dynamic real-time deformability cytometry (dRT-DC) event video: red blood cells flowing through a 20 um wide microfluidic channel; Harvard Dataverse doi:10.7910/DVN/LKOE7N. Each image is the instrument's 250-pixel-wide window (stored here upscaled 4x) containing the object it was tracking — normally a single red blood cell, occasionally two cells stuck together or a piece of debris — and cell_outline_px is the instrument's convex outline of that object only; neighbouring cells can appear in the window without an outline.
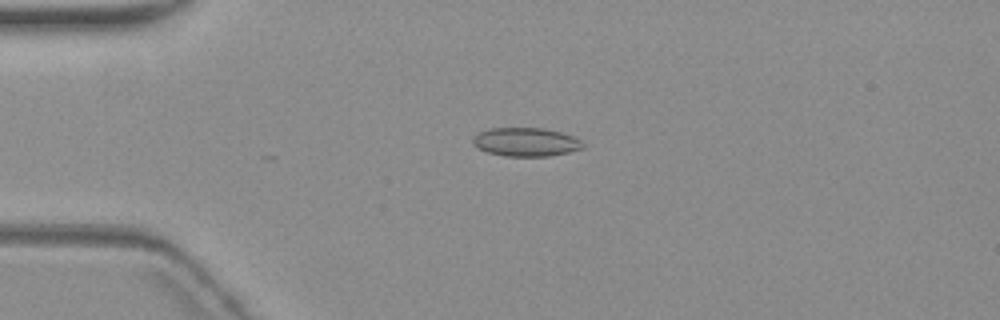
{"species": "common noctule bat (a hibernating species)", "species_latin": "Nyctalus noctula", "temperature_condition": "warm", "stored_images_in_passage": 4, "camera_frame_rate_fps": 3000, "um_per_image_px": 0.085, "animal": {"sex": "female", "body_mass_g": 19.3, "forearm_length_mm": 54.1}, "frame": {"image": 1, "passage_image": 3, "time_ms": 3.333, "image_size_px": [1000, 320], "cell_outline_px": [[584, 148], [568, 152], [548, 156], [504, 156], [488, 152], [472, 144], [472, 136], [488, 128], [544, 128], [560, 132], [572, 136], [580, 140], [584, 144]], "centroid_in_image_um": [44.68, 12.06], "position_along_channel_um": 40.3, "area_um2": 18.32}}